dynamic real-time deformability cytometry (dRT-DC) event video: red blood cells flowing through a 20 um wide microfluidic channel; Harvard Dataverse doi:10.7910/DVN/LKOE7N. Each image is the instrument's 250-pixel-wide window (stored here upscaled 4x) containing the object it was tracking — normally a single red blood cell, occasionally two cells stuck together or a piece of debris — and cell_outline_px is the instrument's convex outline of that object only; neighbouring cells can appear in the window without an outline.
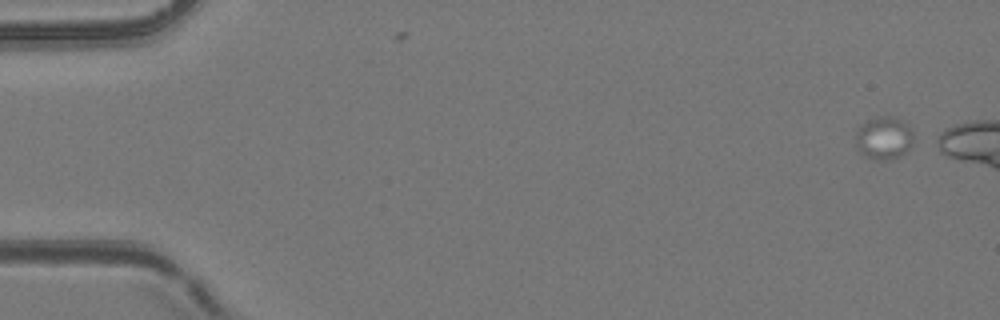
{"species": "common noctule bat (a hibernating species)", "species_latin": "Nyctalus noctula", "temperature_condition": "room temperature", "stored_images_in_passage": 4, "camera_frame_rate_fps": 3000, "um_per_image_px": 0.085, "animal": {"sex": "female", "body_mass_g": 24.6, "forearm_length_mm": 56.2}, "frame": {"image": 1, "passage_image": 1, "time_ms": 0.0, "image_size_px": [1000, 320], "cell_outline_px": [[912, 144], [900, 156], [892, 160], [872, 160], [860, 152], [856, 148], [856, 128], [860, 124], [876, 116], [892, 116], [900, 120], [912, 128]], "centroid_in_image_um": [75.09, 11.73], "position_along_channel_um": 9.9, "area_um2": 14.62}}